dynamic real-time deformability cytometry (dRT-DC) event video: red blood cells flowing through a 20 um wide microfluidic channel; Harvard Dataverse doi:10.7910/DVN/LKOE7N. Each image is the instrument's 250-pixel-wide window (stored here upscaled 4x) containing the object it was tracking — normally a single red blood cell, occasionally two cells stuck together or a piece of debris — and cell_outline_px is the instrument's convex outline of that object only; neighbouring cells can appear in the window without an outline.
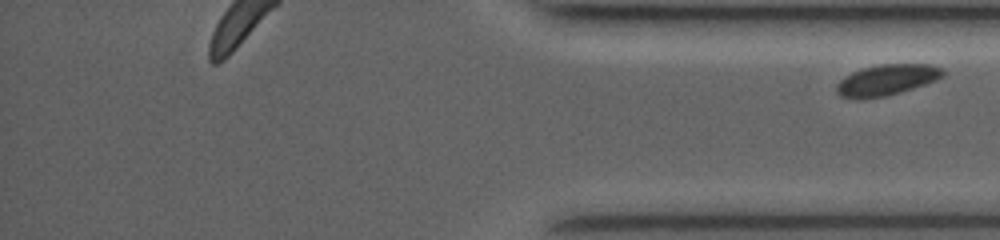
{"species": "common noctule bat (a hibernating species)", "species_latin": "Nyctalus noctula", "temperature_condition": "room temperature", "stored_images_in_passage": 20, "segment_of_instrument_passage": [2, 2], "camera_frame_rate_fps": 3500, "um_per_image_px": 0.085, "animal": {"sex": "female", "body_mass_g": 19.0, "forearm_length_mm": 53.3}, "frame": {"image": 1, "passage_image": 20, "time_ms": 10.0, "image_size_px": [1000, 240], "cell_outline_px": [[944, 76], [936, 80], [900, 92], [884, 96], [860, 100], [852, 100], [840, 96], [836, 92], [836, 84], [844, 76], [852, 72], [864, 68], [880, 64], [932, 64], [944, 68]], "centroid_in_image_um": [75.34, 6.8], "position_along_channel_um": 359.9, "area_um2": 19.36}}